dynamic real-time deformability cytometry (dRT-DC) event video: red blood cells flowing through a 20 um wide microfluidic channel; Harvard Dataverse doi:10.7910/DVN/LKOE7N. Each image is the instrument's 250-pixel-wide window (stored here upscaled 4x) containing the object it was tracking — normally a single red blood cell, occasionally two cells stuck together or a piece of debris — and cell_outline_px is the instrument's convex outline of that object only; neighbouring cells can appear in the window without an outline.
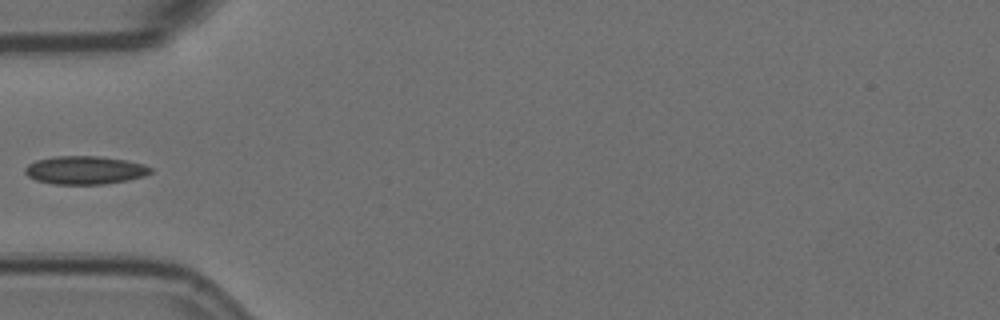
{"species": "Egyptian fruit bat (a non-hibernating species)", "species_latin": "Rousettus aegyptiacus", "temperature_condition": "room temperature", "stored_images_in_passage": 6, "camera_frame_rate_fps": 3000, "um_per_image_px": 0.085, "animal": {"sex": "female"}, "frame": {"image": 1, "passage_image": 4, "time_ms": 1.0, "image_size_px": [1000, 320], "cell_outline_px": [[152, 172], [144, 176], [128, 180], [104, 184], [52, 184], [36, 180], [28, 176], [24, 172], [24, 168], [28, 164], [36, 160], [56, 156], [100, 156], [124, 160], [144, 164], [152, 168]], "centroid_in_image_um": [7.21, 14.46], "position_along_channel_um": 77.8, "area_um2": 20.69}}
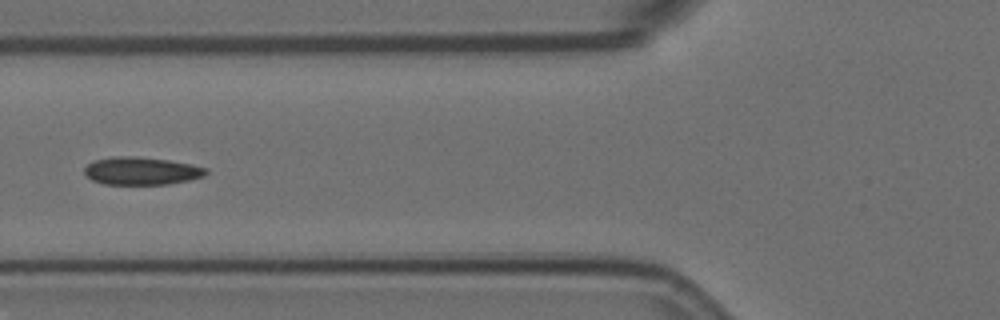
{"frame": {"image": 2, "passage_image": 5, "time_ms": 1.333, "image_size_px": [1000, 320], "cell_outline_px": [[208, 172], [204, 176], [188, 180], [168, 184], [104, 184], [92, 180], [84, 172], [84, 168], [92, 160], [112, 156], [136, 156], [168, 160], [192, 164], [208, 168]], "centroid_in_image_um": [12.02, 14.52], "position_along_channel_um": 113.8, "area_um2": 19.77}}
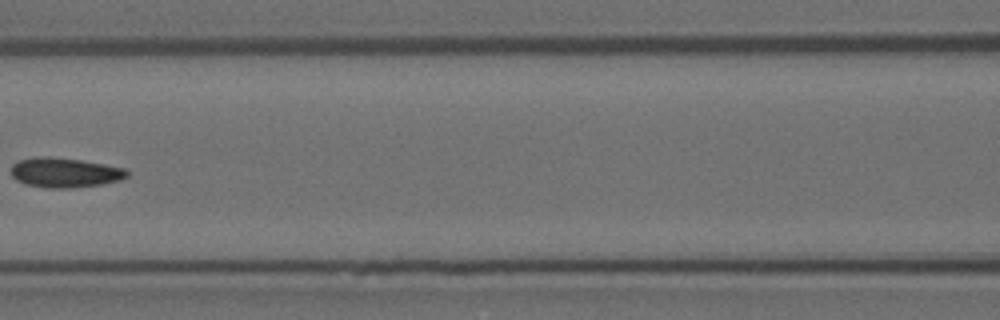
{"frame": {"image": 3, "passage_image": 6, "time_ms": 1.667, "image_size_px": [1000, 320], "cell_outline_px": [[128, 176], [120, 180], [104, 184], [72, 188], [44, 188], [24, 184], [16, 180], [12, 176], [12, 164], [20, 160], [36, 156], [48, 156], [80, 160], [104, 164], [124, 168], [128, 172]], "centroid_in_image_um": [5.49, 14.68], "position_along_channel_um": 161.1, "area_um2": 20.23}}